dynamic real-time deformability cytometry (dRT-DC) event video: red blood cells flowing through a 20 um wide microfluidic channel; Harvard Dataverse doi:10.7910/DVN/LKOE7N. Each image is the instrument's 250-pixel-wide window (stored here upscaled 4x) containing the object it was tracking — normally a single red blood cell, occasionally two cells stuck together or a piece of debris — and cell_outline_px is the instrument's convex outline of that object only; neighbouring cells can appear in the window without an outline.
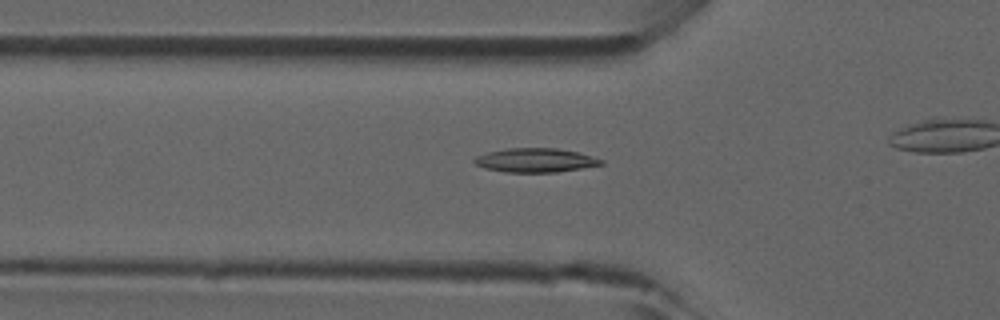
{"species": "common noctule bat (a hibernating species)", "species_latin": "Nyctalus noctula", "temperature_condition": "room temperature", "stored_images_in_passage": 38, "camera_frame_rate_fps": 3000, "um_per_image_px": 0.085, "animal": {"sex": "male", "forearm_length_mm": 52.5}, "frame": {"image": 1, "passage_image": 16, "time_ms": 5.0, "image_size_px": [1000, 320], "cell_outline_px": [[604, 164], [556, 172], [504, 172], [484, 168], [476, 164], [472, 160], [476, 156], [488, 152], [508, 148], [556, 148], [576, 152], [592, 156], [604, 160]], "centroid_in_image_um": [45.49, 13.62], "position_along_channel_um": 80.3, "area_um2": 17.63}}